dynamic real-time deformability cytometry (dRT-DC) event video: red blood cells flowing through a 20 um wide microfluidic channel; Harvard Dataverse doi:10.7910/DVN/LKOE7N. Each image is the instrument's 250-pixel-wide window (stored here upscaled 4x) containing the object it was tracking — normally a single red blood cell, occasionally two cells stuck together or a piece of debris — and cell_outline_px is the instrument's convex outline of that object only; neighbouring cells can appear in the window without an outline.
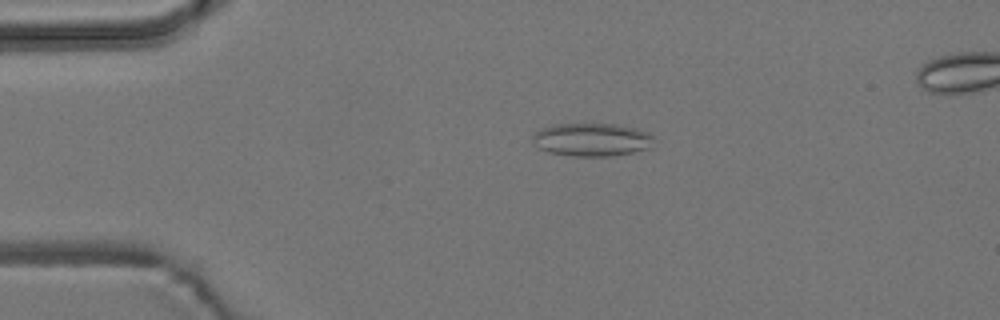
{"species": "common noctule bat (a hibernating species)", "species_latin": "Nyctalus noctula", "temperature_condition": "room temperature", "stored_images_in_passage": 6, "camera_frame_rate_fps": 3000, "um_per_image_px": 0.085, "animal": {"sex": "male", "body_mass_g": 19.2, "forearm_length_mm": 51.8}, "frame": {"image": 1, "passage_image": 4, "time_ms": 3.333, "image_size_px": [1000, 320], "cell_outline_px": [[652, 136], [648, 148], [632, 152], [612, 156], [572, 156], [548, 152], [536, 148], [532, 140], [532, 136], [540, 128], [556, 124], [616, 124], [636, 128], [648, 132]], "centroid_in_image_um": [50.23, 11.87], "position_along_channel_um": 34.8, "area_um2": 23.35}}